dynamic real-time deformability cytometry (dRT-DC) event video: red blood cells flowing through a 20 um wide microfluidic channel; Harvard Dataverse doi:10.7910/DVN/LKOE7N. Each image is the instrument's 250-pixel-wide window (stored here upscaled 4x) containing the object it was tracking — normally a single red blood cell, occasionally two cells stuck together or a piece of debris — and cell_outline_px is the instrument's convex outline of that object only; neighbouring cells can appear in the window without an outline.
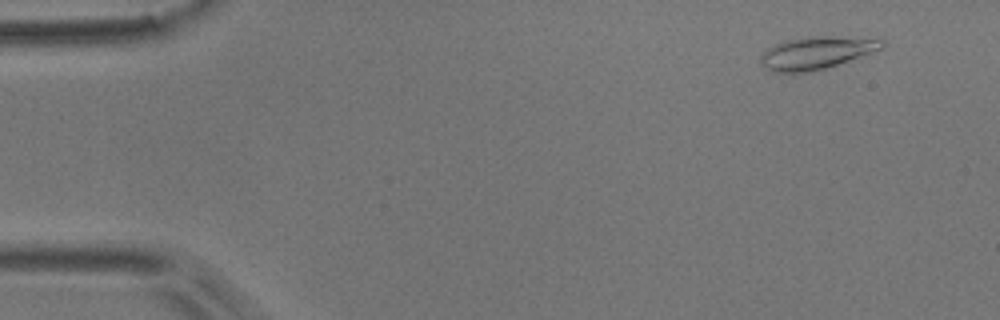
{"species": "common noctule bat (a hibernating species)", "species_latin": "Nyctalus noctula", "temperature_condition": "room temperature", "stored_images_in_passage": 4, "camera_frame_rate_fps": 3000, "um_per_image_px": 0.085, "animal": {"sex": "male", "body_mass_g": 17.9}, "frame": {"image": 1, "passage_image": 1, "time_ms": 0.0, "image_size_px": [1000, 320], "cell_outline_px": [[888, 44], [880, 48], [848, 60], [812, 72], [772, 72], [764, 68], [760, 60], [760, 56], [768, 48], [776, 44], [788, 40], [808, 36], [828, 36], [884, 40]], "centroid_in_image_um": [69.32, 4.49], "position_along_channel_um": 15.7, "area_um2": 22.43}}